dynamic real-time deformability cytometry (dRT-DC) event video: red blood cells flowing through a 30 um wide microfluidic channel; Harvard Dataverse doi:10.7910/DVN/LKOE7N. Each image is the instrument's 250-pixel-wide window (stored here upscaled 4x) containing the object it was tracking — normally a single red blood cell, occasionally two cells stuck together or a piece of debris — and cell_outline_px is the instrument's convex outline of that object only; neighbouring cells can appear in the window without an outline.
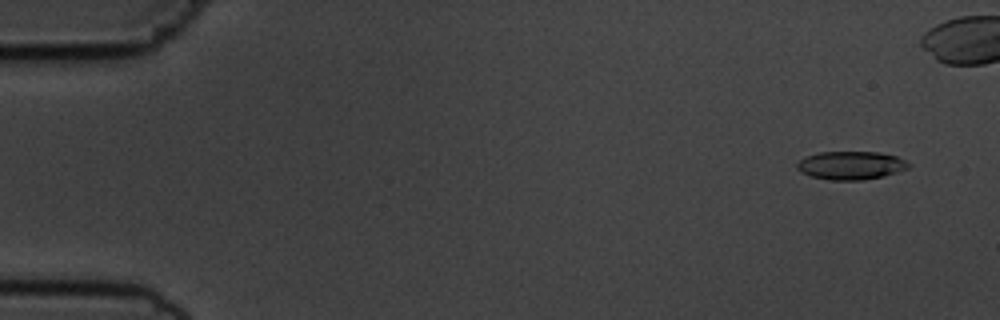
{"species": "common noctule bat (a hibernating species)", "species_latin": "Nyctalus noctula", "temperature_condition": "cold", "stored_images_in_passage": 50, "camera_frame_rate_fps": 3000, "um_per_image_px": 0.085, "animal": {"sex": "male", "body_mass_g": 19.5, "forearm_length_mm": 54.6}, "frame": {"image": 1, "passage_image": 4, "time_ms": 1.0, "image_size_px": [1000, 320], "cell_outline_px": [[912, 164], [908, 168], [884, 176], [860, 180], [828, 180], [812, 176], [800, 172], [796, 168], [796, 164], [804, 156], [820, 152], [876, 152], [896, 156]], "centroid_in_image_um": [72.3, 14.06], "position_along_channel_um": 12.7, "area_um2": 18.38}}
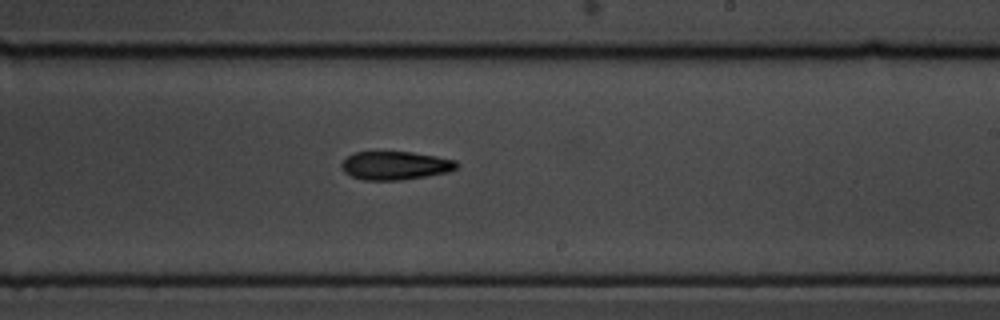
{"frame": {"image": 2, "passage_image": 34, "time_ms": 11.0, "image_size_px": [1000, 320], "cell_outline_px": [[460, 164], [456, 168], [448, 172], [400, 180], [364, 180], [352, 176], [344, 172], [340, 164], [348, 156], [356, 152], [412, 152], [436, 156], [456, 160]], "centroid_in_image_um": [33.61, 14.07], "position_along_channel_um": 255.4, "area_um2": 18.96}}
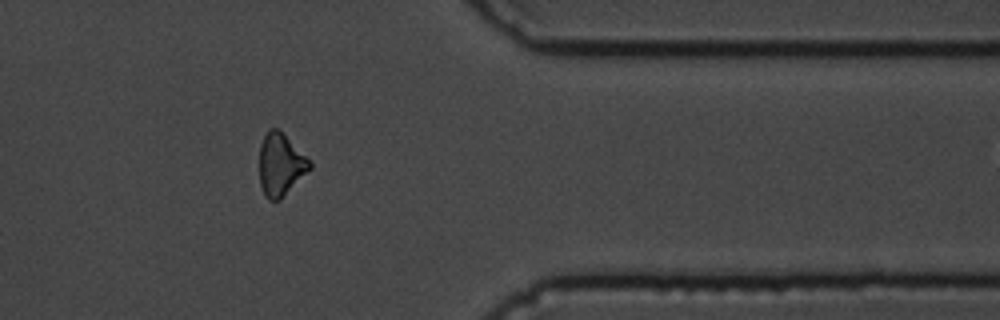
{"frame": {"image": 3, "passage_image": 46, "time_ms": 15.0, "image_size_px": [1000, 320], "cell_outline_px": [[312, 168], [280, 200], [268, 200], [264, 196], [260, 184], [260, 144], [268, 128], [276, 128], [312, 160]], "centroid_in_image_um": [23.87, 14.01], "position_along_channel_um": 387.5, "area_um2": 18.38}, "authors_computed_cell_mechanics": {"area_um2": 19.1607, "velocity_mm_per_s": 3.6544, "shape_relaxation_time_tau1_ms": 5.0544, "shape_relaxation_time_tau2_ms": null, "deformation_change_tau1": 0.146, "deformation_change_tau2": null}}